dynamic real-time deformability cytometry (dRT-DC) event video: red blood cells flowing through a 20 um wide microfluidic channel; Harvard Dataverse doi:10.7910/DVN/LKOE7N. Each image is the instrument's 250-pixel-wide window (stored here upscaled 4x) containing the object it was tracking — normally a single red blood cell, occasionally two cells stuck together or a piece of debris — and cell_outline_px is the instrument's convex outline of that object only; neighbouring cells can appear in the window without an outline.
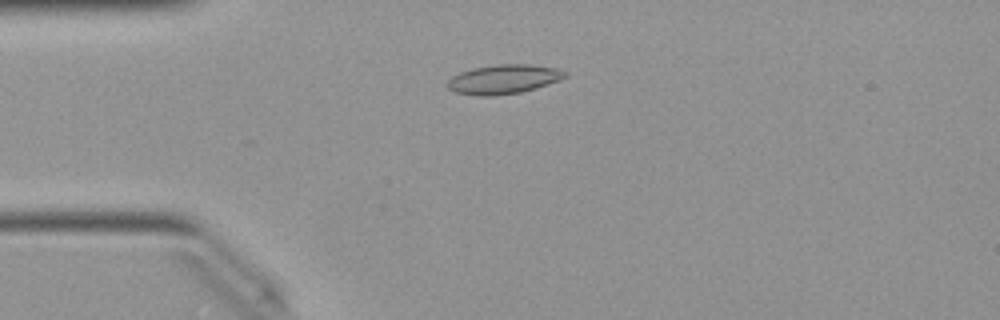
{"species": "Egyptian fruit bat (a non-hibernating species)", "species_latin": "Rousettus aegyptiacus", "temperature_condition": "warm", "stored_images_in_passage": 28, "camera_frame_rate_fps": 3000, "um_per_image_px": 0.085, "animal": {"sex": "female"}, "frame": {"image": 1, "passage_image": 4, "time_ms": 1.0, "image_size_px": [1000, 320], "cell_outline_px": [[568, 76], [560, 80], [536, 88], [520, 92], [492, 96], [480, 96], [456, 92], [448, 88], [444, 84], [452, 76], [460, 72], [472, 68], [496, 64], [528, 64], [556, 68], [568, 72]], "centroid_in_image_um": [42.8, 6.73], "position_along_channel_um": 42.2, "area_um2": 20.17}}
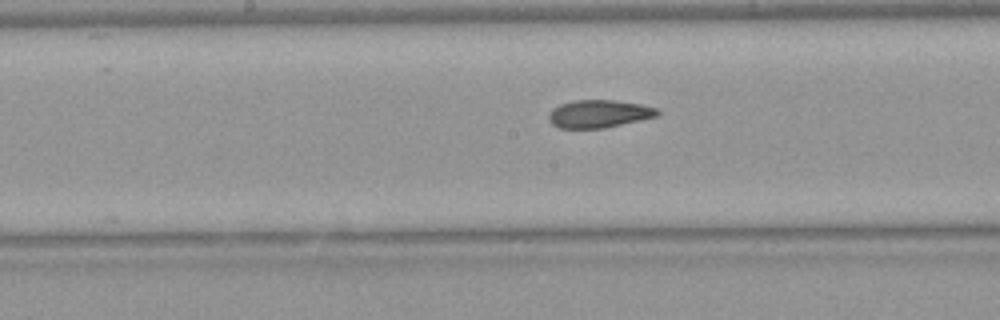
{"frame": {"image": 2, "passage_image": 17, "time_ms": 5.333, "image_size_px": [1000, 320], "cell_outline_px": [[660, 112], [656, 116], [640, 120], [604, 128], [560, 128], [552, 124], [548, 120], [548, 116], [552, 108], [560, 104], [572, 100], [616, 100], [640, 104], [656, 108]], "centroid_in_image_um": [50.87, 9.67], "position_along_channel_um": 197.3, "area_um2": 17.57}}
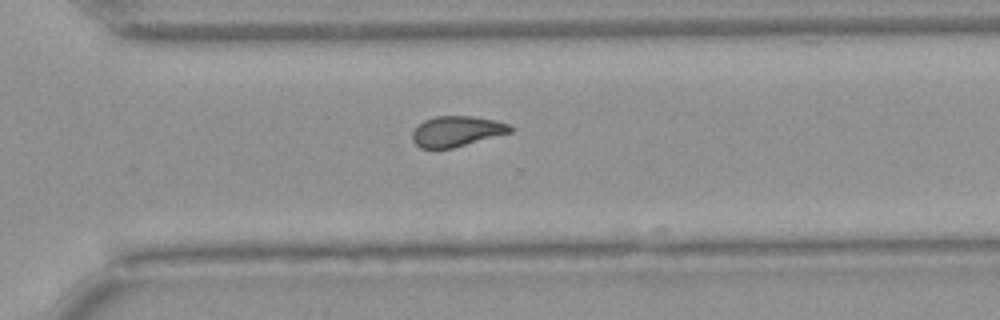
{"frame": {"image": 3, "passage_image": 27, "time_ms": 8.667, "image_size_px": [1000, 320], "cell_outline_px": [[512, 132], [452, 148], [420, 148], [412, 140], [412, 132], [424, 120], [436, 116], [472, 116], [496, 120], [512, 124]], "centroid_in_image_um": [38.84, 11.15], "position_along_channel_um": 331.8, "area_um2": 17.34}}